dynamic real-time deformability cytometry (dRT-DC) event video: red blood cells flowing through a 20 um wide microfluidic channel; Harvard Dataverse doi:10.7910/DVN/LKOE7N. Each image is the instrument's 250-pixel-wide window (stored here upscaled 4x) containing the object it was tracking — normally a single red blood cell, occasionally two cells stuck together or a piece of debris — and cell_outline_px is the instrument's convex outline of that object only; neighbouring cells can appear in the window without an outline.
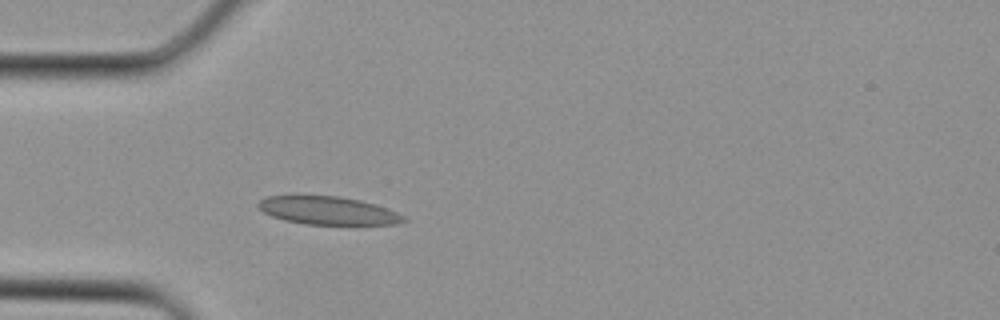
{"species": "Egyptian fruit bat (a non-hibernating species)", "species_latin": "Rousettus aegyptiacus", "temperature_condition": "cold", "stored_images_in_passage": 2, "camera_frame_rate_fps": 3000, "um_per_image_px": 0.085, "animal": {"sex": "female"}, "frame": {"image": 1, "passage_image": 2, "time_ms": 0.333, "image_size_px": [1000, 320], "cell_outline_px": [[408, 220], [396, 224], [352, 228], [304, 224], [284, 220], [272, 216], [264, 212], [256, 204], [264, 196], [292, 192], [340, 196], [360, 200], [376, 204], [396, 212], [404, 216]], "centroid_in_image_um": [27.87, 17.9], "position_along_channel_um": 57.1, "area_um2": 26.07}}